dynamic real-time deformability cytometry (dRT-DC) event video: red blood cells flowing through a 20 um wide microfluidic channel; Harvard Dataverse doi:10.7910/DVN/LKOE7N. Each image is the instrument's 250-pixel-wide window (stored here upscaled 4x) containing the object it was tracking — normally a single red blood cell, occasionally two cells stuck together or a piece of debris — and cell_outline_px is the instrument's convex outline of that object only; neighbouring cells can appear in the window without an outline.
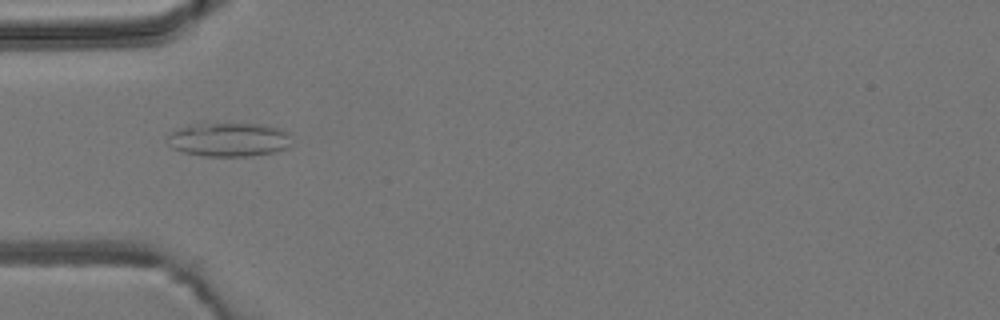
{"species": "common noctule bat (a hibernating species)", "species_latin": "Nyctalus noctula", "temperature_condition": "room temperature", "stored_images_in_passage": 8, "camera_frame_rate_fps": 3000, "um_per_image_px": 0.085, "animal": {"sex": "male", "body_mass_g": 19.2, "forearm_length_mm": 51.8}, "frame": {"image": 1, "passage_image": 5, "time_ms": 4.667, "image_size_px": [1000, 320], "cell_outline_px": [[292, 144], [288, 148], [276, 152], [248, 156], [204, 156], [184, 152], [172, 148], [168, 144], [164, 136], [168, 132], [188, 124], [204, 120], [264, 124], [280, 128], [288, 136]], "centroid_in_image_um": [19.36, 11.8], "position_along_channel_um": 65.6, "area_um2": 25.89}}
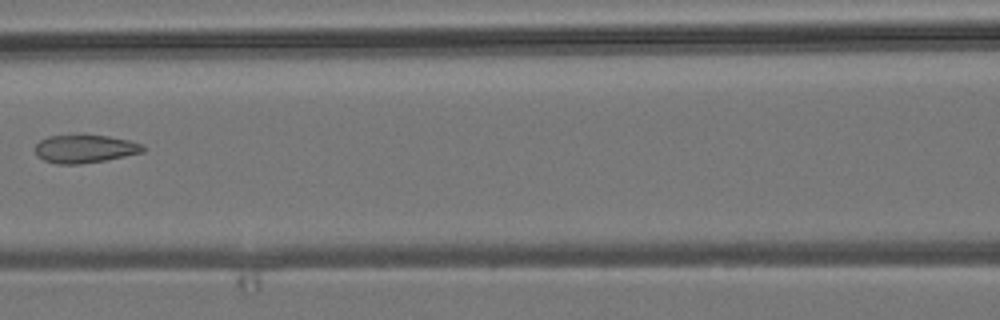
{"frame": {"image": 2, "passage_image": 7, "time_ms": 7.0, "image_size_px": [1000, 320], "cell_outline_px": [[144, 152], [104, 160], [80, 164], [56, 164], [44, 160], [36, 156], [36, 144], [40, 140], [48, 136], [80, 132], [84, 132], [108, 136], [128, 140], [144, 144]], "centroid_in_image_um": [7.18, 12.6], "position_along_channel_um": 159.4, "area_um2": 18.32}}
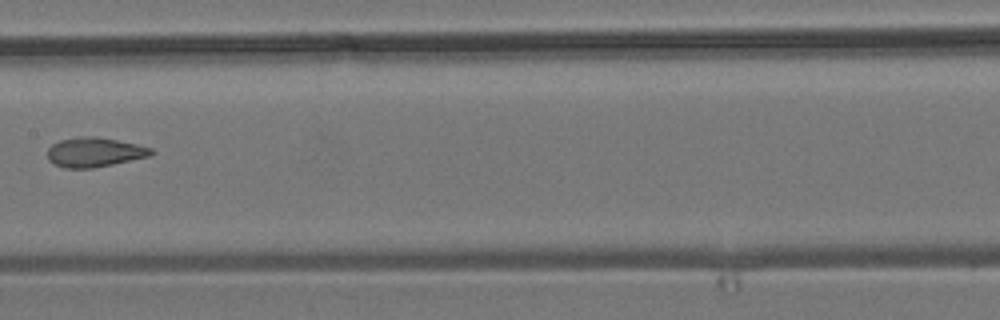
{"frame": {"image": 3, "passage_image": 8, "time_ms": 8.0, "image_size_px": [1000, 320], "cell_outline_px": [[156, 152], [152, 156], [92, 168], [64, 168], [52, 164], [48, 160], [48, 148], [52, 144], [60, 140], [76, 136], [96, 136], [136, 144], [152, 148]], "centroid_in_image_um": [8.03, 12.93], "position_along_channel_um": 199.4, "area_um2": 18.03}}